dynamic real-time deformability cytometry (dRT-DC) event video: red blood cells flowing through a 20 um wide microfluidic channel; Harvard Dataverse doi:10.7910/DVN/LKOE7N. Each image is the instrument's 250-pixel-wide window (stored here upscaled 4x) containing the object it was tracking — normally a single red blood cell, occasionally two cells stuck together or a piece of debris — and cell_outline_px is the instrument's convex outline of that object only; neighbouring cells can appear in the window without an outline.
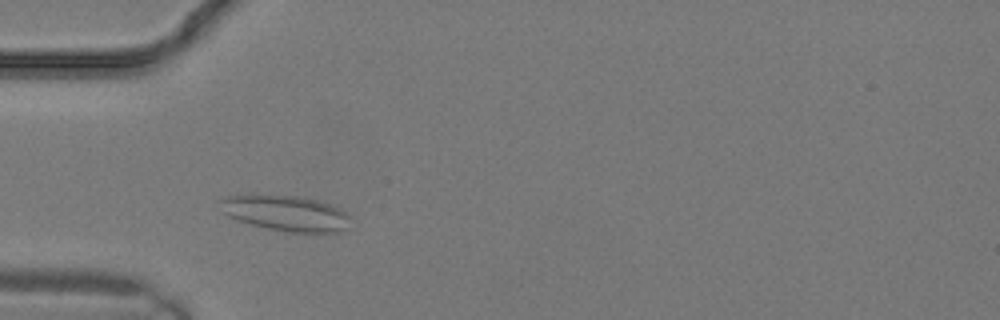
{"species": "common noctule bat (a hibernating species)", "species_latin": "Nyctalus noctula", "temperature_condition": "warm", "stored_images_in_passage": 22, "camera_frame_rate_fps": 3000, "um_per_image_px": 0.085, "animal": {"sex": "male", "body_mass_g": 19.2, "forearm_length_mm": 51.8}, "frame": {"image": 1, "passage_image": 4, "time_ms": 1.0, "image_size_px": [1000, 320], "cell_outline_px": [[348, 228], [344, 232], [288, 232], [268, 228], [236, 220], [220, 212], [220, 200], [228, 196], [248, 192], [252, 192], [296, 196], [316, 200], [328, 204], [344, 212], [348, 216]], "centroid_in_image_um": [24.19, 18.08], "position_along_channel_um": 60.8, "area_um2": 27.46}}
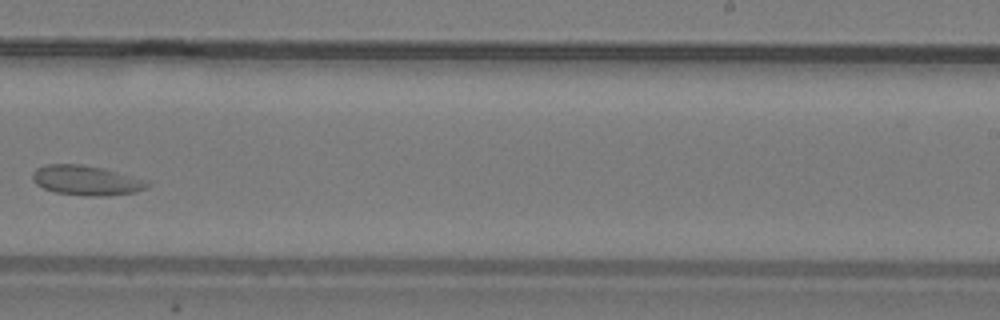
{"frame": {"image": 2, "passage_image": 13, "time_ms": 4.0, "image_size_px": [1000, 320], "cell_outline_px": [[152, 184], [136, 192], [108, 196], [84, 196], [56, 192], [44, 188], [36, 184], [32, 180], [32, 172], [36, 168], [44, 164], [80, 164], [104, 168], [148, 180]], "centroid_in_image_um": [7.34, 15.33], "position_along_channel_um": 281.7, "area_um2": 20.17}}
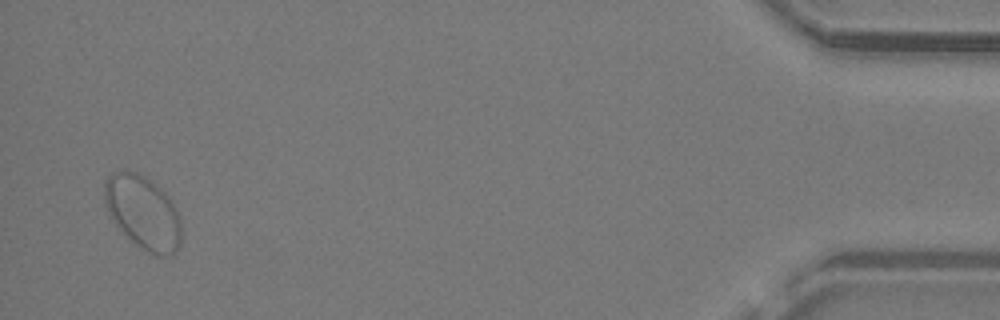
{"frame": {"image": 3, "passage_image": 22, "time_ms": 7.0, "image_size_px": [1000, 320], "cell_outline_px": [[180, 244], [168, 256], [156, 256], [148, 252], [136, 244], [116, 224], [104, 200], [104, 184], [108, 176], [112, 172], [120, 168], [124, 168], [136, 172], [144, 176], [156, 184], [172, 200], [180, 216]], "centroid_in_image_um": [12.16, 18.0], "position_along_channel_um": 423.0, "area_um2": 32.71}}